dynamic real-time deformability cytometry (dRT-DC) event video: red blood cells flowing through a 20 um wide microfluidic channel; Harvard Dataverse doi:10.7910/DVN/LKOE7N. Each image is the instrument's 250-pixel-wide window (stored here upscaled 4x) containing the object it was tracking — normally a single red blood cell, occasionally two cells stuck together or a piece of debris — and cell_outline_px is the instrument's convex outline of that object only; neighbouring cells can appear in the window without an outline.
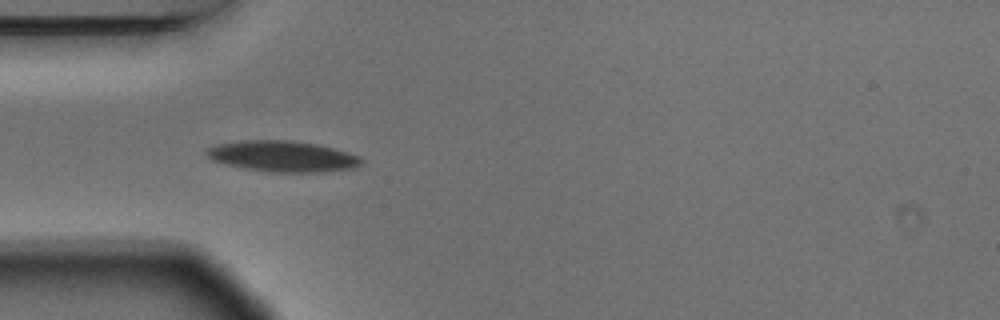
{"species": "Egyptian fruit bat (a non-hibernating species)", "species_latin": "Rousettus aegyptiacus", "temperature_condition": "warm", "stored_images_in_passage": 3, "camera_frame_rate_fps": 3000, "um_per_image_px": 0.085, "animal": {"sex": "male"}, "frame": {"image": 1, "passage_image": 3, "time_ms": 0.667, "image_size_px": [1000, 320], "cell_outline_px": [[364, 160], [356, 168], [324, 172], [268, 172], [244, 168], [212, 160], [204, 152], [208, 148], [216, 144], [240, 140], [288, 140], [316, 144], [332, 148], [360, 156]], "centroid_in_image_um": [24.03, 13.29], "position_along_channel_um": 61.0, "area_um2": 27.92}}